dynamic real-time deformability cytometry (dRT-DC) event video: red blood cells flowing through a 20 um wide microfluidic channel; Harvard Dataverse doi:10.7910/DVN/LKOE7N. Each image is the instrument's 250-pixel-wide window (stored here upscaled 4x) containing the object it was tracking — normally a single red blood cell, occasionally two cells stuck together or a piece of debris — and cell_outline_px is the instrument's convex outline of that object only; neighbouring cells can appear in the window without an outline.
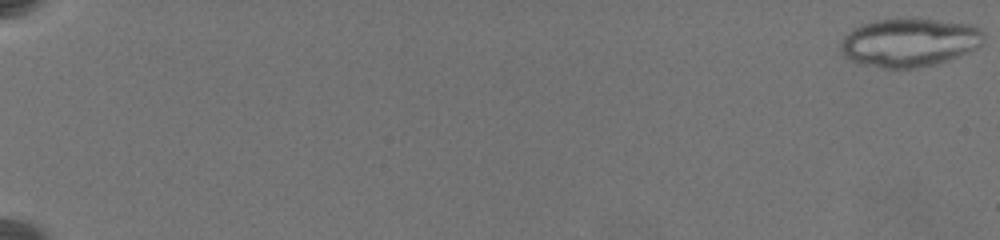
{"species": "common noctule bat (a hibernating species)", "species_latin": "Nyctalus noctula", "temperature_condition": "warm", "stored_images_in_passage": 64, "segment_of_instrument_passage": [1, 2], "camera_frame_rate_fps": 3000, "um_per_image_px": 0.085, "animal": {"sex": "female", "body_mass_g": 19.5, "forearm_length_mm": 54.1}, "frame": {"image": 1, "passage_image": 1, "time_ms": 0.0, "image_size_px": [1000, 240], "cell_outline_px": [[984, 40], [976, 48], [968, 52], [948, 60], [936, 64], [916, 68], [884, 68], [864, 64], [848, 60], [840, 52], [840, 44], [844, 36], [848, 32], [860, 24], [876, 20], [936, 20], [968, 24], [980, 28], [984, 32]], "centroid_in_image_um": [77.27, 3.63], "position_along_channel_um": 7.7, "area_um2": 40.11}}